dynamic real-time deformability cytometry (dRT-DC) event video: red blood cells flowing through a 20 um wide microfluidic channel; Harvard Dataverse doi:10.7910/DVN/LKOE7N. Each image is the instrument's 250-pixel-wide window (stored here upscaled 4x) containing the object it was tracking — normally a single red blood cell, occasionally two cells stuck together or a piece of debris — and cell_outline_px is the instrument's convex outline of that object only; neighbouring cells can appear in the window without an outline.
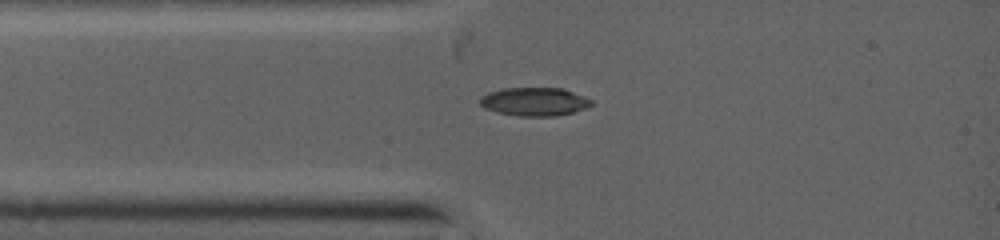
{"species": "common noctule bat (a hibernating species)", "species_latin": "Nyctalus noctula", "temperature_condition": "warm", "stored_images_in_passage": 6, "camera_frame_rate_fps": 5000, "um_per_image_px": 0.085, "animal": {"sex": "female", "body_mass_g": 19.0, "forearm_length_mm": 53.3}, "frame": {"image": 1, "passage_image": 3, "time_ms": 1.6, "image_size_px": [1000, 240], "cell_outline_px": [[592, 104], [584, 108], [572, 112], [552, 116], [520, 116], [500, 112], [488, 108], [480, 104], [480, 100], [488, 92], [504, 88], [564, 88], [584, 96], [592, 100]], "centroid_in_image_um": [45.47, 8.62], "position_along_channel_um": 39.5, "area_um2": 18.03}}
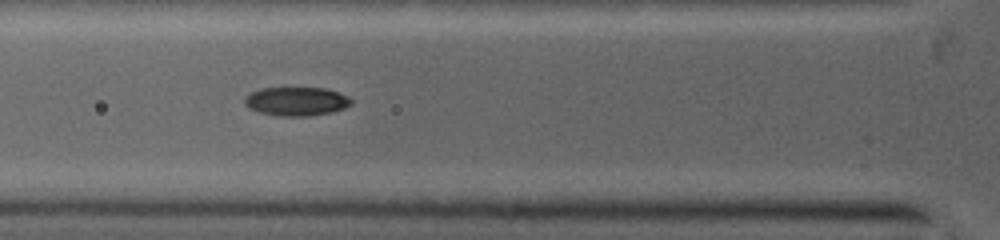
{"frame": {"image": 2, "passage_image": 5, "time_ms": 3.0, "image_size_px": [1000, 240], "cell_outline_px": [[352, 104], [344, 108], [332, 112], [308, 116], [280, 116], [260, 112], [244, 104], [244, 100], [252, 92], [264, 88], [324, 88], [348, 96], [352, 100]], "centroid_in_image_um": [25.23, 8.62], "position_along_channel_um": 100.6, "area_um2": 17.57}}
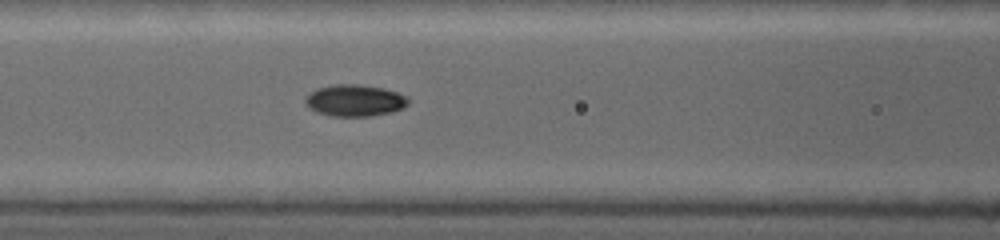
{"frame": {"image": 3, "passage_image": 6, "time_ms": 3.8, "image_size_px": [1000, 240], "cell_outline_px": [[408, 104], [392, 112], [368, 116], [332, 116], [320, 112], [312, 108], [304, 100], [312, 92], [320, 88], [336, 84], [356, 84], [380, 88], [396, 92], [404, 96], [408, 100]], "centroid_in_image_um": [30.18, 8.54], "position_along_channel_um": 136.4, "area_um2": 18.26}}